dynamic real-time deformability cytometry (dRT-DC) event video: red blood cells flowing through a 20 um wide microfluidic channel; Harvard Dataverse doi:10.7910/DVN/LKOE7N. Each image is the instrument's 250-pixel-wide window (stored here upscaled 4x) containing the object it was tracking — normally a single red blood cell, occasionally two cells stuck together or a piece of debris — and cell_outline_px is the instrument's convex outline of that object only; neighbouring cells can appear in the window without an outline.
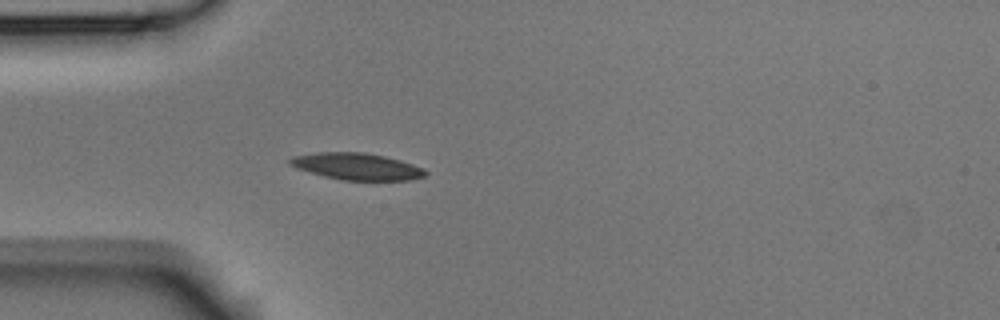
{"species": "Egyptian fruit bat (a non-hibernating species)", "species_latin": "Rousettus aegyptiacus", "temperature_condition": "room temperature", "stored_images_in_passage": 32, "camera_frame_rate_fps": 3000, "um_per_image_px": 0.085, "animal": {"sex": "male"}, "frame": {"image": 1, "passage_image": 1, "time_ms": 0.0, "image_size_px": [1000, 320], "cell_outline_px": [[428, 176], [412, 180], [340, 180], [324, 176], [296, 168], [288, 164], [288, 160], [292, 156], [316, 152], [364, 152], [384, 156], [400, 160], [424, 168], [428, 172]], "centroid_in_image_um": [30.34, 14.15], "position_along_channel_um": 54.7, "area_um2": 21.33}}
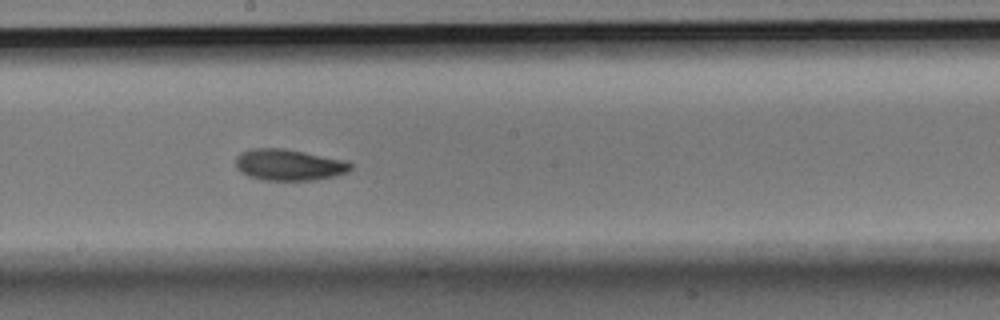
{"frame": {"image": 2, "passage_image": 15, "time_ms": 4.667, "image_size_px": [1000, 320], "cell_outline_px": [[352, 168], [348, 172], [336, 176], [316, 180], [260, 180], [248, 176], [240, 172], [236, 168], [236, 156], [240, 152], [252, 148], [284, 148], [348, 160], [352, 164]], "centroid_in_image_um": [24.57, 14.01], "position_along_channel_um": 223.6, "area_um2": 21.39}}
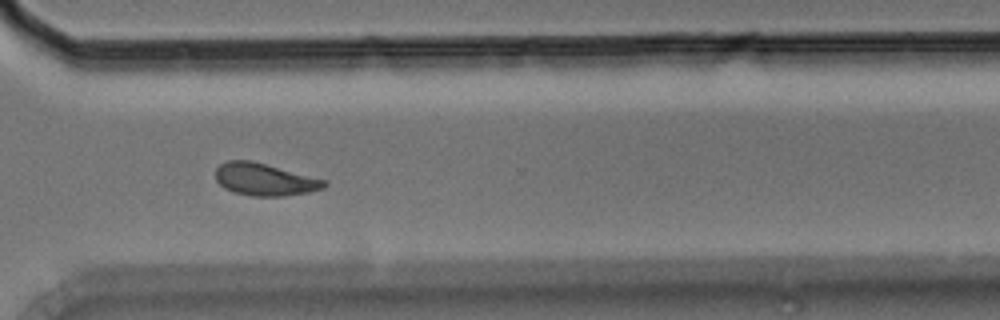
{"frame": {"image": 3, "passage_image": 25, "time_ms": 8.0, "image_size_px": [1000, 320], "cell_outline_px": [[328, 184], [324, 188], [308, 192], [284, 196], [252, 196], [232, 192], [224, 188], [216, 180], [216, 168], [220, 164], [228, 160], [252, 160], [328, 180]], "centroid_in_image_um": [22.51, 15.25], "position_along_channel_um": 348.1, "area_um2": 20.69}, "authors_computed_cell_mechanics": {"area_um2": 20.9236, "velocity_mm_per_s": 3.7339, "shape_relaxation_time_tau1_ms": 4.1106, "shape_relaxation_time_tau2_ms": 6.8448, "deformation_change_tau1": 0.1213, "deformation_change_tau2": 0.1353}}